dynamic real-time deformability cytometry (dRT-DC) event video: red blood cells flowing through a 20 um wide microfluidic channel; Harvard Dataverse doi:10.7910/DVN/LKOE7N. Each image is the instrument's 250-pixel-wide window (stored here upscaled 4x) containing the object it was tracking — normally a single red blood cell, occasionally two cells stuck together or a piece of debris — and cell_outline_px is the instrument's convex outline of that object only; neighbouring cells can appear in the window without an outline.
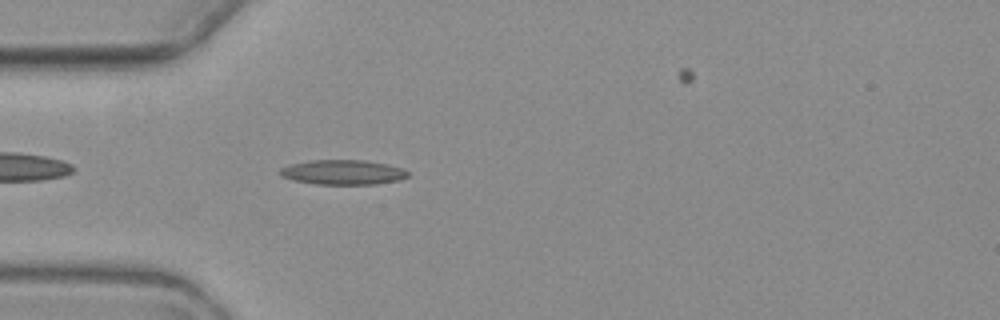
{"species": "common noctule bat (a hibernating species)", "species_latin": "Nyctalus noctula", "temperature_condition": "warm", "stored_images_in_passage": 2, "camera_frame_rate_fps": 3000, "um_per_image_px": 0.085, "animal": {"sex": "female", "body_mass_g": 19.3, "forearm_length_mm": 54.1}, "frame": {"image": 1, "passage_image": 2, "time_ms": 1.333, "image_size_px": [1000, 320], "cell_outline_px": [[408, 176], [400, 180], [376, 184], [316, 184], [296, 180], [280, 176], [280, 168], [292, 164], [308, 160], [364, 160], [388, 164], [400, 168], [408, 172]], "centroid_in_image_um": [29.15, 14.64], "position_along_channel_um": 55.8, "area_um2": 18.32}}